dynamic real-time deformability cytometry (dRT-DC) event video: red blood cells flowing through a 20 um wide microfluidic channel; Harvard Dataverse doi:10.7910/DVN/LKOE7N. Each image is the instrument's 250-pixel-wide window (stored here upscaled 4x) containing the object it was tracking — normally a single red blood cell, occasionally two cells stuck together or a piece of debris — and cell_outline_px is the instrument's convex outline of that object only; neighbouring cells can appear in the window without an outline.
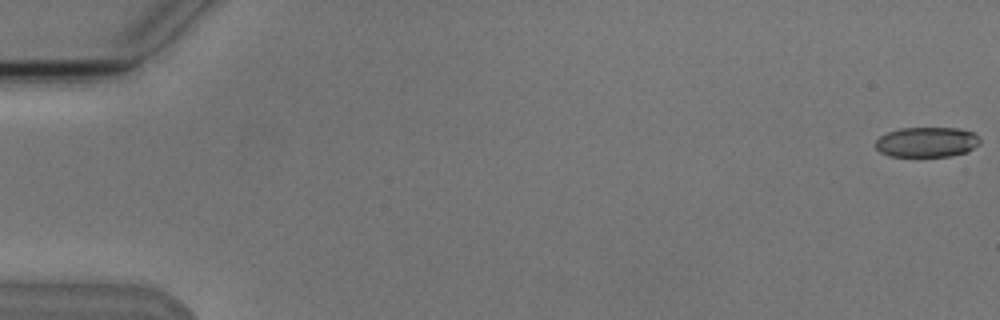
{"species": "Egyptian fruit bat (a non-hibernating species)", "species_latin": "Rousettus aegyptiacus", "temperature_condition": "cold", "stored_images_in_passage": 6, "camera_frame_rate_fps": 3000, "um_per_image_px": 0.085, "animal": {"sex": "male"}, "frame": {"image": 1, "passage_image": 1, "time_ms": 0.0, "image_size_px": [1000, 320], "cell_outline_px": [[980, 144], [968, 152], [952, 156], [888, 156], [880, 152], [876, 148], [876, 140], [880, 136], [888, 132], [900, 128], [960, 128], [972, 132], [980, 140]], "centroid_in_image_um": [78.79, 12.08], "position_along_channel_um": 6.2, "area_um2": 18.38}}
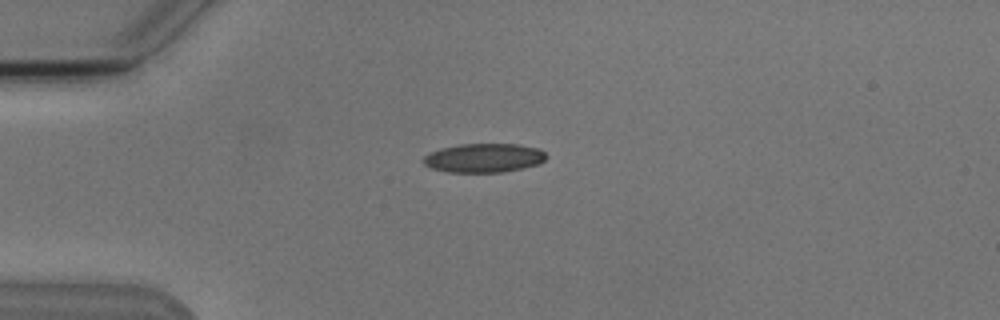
{"frame": {"image": 2, "passage_image": 5, "time_ms": 4.667, "image_size_px": [1000, 320], "cell_outline_px": [[548, 156], [540, 164], [524, 168], [500, 172], [448, 172], [432, 168], [424, 164], [424, 156], [428, 152], [440, 148], [460, 144], [520, 144], [540, 148]], "centroid_in_image_um": [41.16, 13.41], "position_along_channel_um": 43.8, "area_um2": 20.92}}